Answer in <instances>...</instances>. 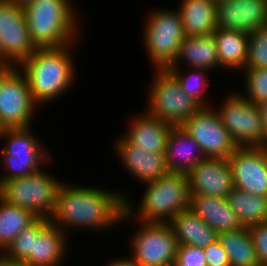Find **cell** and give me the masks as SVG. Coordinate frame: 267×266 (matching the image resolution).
Masks as SVG:
<instances>
[{"mask_svg":"<svg viewBox=\"0 0 267 266\" xmlns=\"http://www.w3.org/2000/svg\"><path fill=\"white\" fill-rule=\"evenodd\" d=\"M216 1L183 0L178 9L185 36L213 35L217 29Z\"/></svg>","mask_w":267,"mask_h":266,"instance_id":"cell-22","label":"cell"},{"mask_svg":"<svg viewBox=\"0 0 267 266\" xmlns=\"http://www.w3.org/2000/svg\"><path fill=\"white\" fill-rule=\"evenodd\" d=\"M72 45L37 48L18 66L25 75L37 104L56 99L74 83L76 71L70 54Z\"/></svg>","mask_w":267,"mask_h":266,"instance_id":"cell-2","label":"cell"},{"mask_svg":"<svg viewBox=\"0 0 267 266\" xmlns=\"http://www.w3.org/2000/svg\"><path fill=\"white\" fill-rule=\"evenodd\" d=\"M244 70L247 91L243 97L256 105L267 101V68H245Z\"/></svg>","mask_w":267,"mask_h":266,"instance_id":"cell-32","label":"cell"},{"mask_svg":"<svg viewBox=\"0 0 267 266\" xmlns=\"http://www.w3.org/2000/svg\"><path fill=\"white\" fill-rule=\"evenodd\" d=\"M178 245L206 248L218 239V233L208 226L191 209L181 211L169 222Z\"/></svg>","mask_w":267,"mask_h":266,"instance_id":"cell-23","label":"cell"},{"mask_svg":"<svg viewBox=\"0 0 267 266\" xmlns=\"http://www.w3.org/2000/svg\"><path fill=\"white\" fill-rule=\"evenodd\" d=\"M216 112L238 147H267L258 105L234 92Z\"/></svg>","mask_w":267,"mask_h":266,"instance_id":"cell-10","label":"cell"},{"mask_svg":"<svg viewBox=\"0 0 267 266\" xmlns=\"http://www.w3.org/2000/svg\"><path fill=\"white\" fill-rule=\"evenodd\" d=\"M210 107H201L181 126L199 144L205 158L228 159L238 146Z\"/></svg>","mask_w":267,"mask_h":266,"instance_id":"cell-13","label":"cell"},{"mask_svg":"<svg viewBox=\"0 0 267 266\" xmlns=\"http://www.w3.org/2000/svg\"><path fill=\"white\" fill-rule=\"evenodd\" d=\"M146 113V114H145ZM135 116L124 138L132 145L150 153H164L172 125L145 112Z\"/></svg>","mask_w":267,"mask_h":266,"instance_id":"cell-19","label":"cell"},{"mask_svg":"<svg viewBox=\"0 0 267 266\" xmlns=\"http://www.w3.org/2000/svg\"><path fill=\"white\" fill-rule=\"evenodd\" d=\"M178 66H169L167 69L176 77L178 82L180 83L181 89L189 96L193 98L201 107H207V103H205V99H203L204 90L207 86L208 77L205 74L208 72L206 69L201 68H191L192 74L189 76H184L180 74V69ZM206 76V77H204Z\"/></svg>","mask_w":267,"mask_h":266,"instance_id":"cell-30","label":"cell"},{"mask_svg":"<svg viewBox=\"0 0 267 266\" xmlns=\"http://www.w3.org/2000/svg\"><path fill=\"white\" fill-rule=\"evenodd\" d=\"M65 231L49 222L38 235H32L29 266H59L67 247ZM64 254V255H63Z\"/></svg>","mask_w":267,"mask_h":266,"instance_id":"cell-21","label":"cell"},{"mask_svg":"<svg viewBox=\"0 0 267 266\" xmlns=\"http://www.w3.org/2000/svg\"><path fill=\"white\" fill-rule=\"evenodd\" d=\"M18 67L0 68V128H26L38 104Z\"/></svg>","mask_w":267,"mask_h":266,"instance_id":"cell-8","label":"cell"},{"mask_svg":"<svg viewBox=\"0 0 267 266\" xmlns=\"http://www.w3.org/2000/svg\"><path fill=\"white\" fill-rule=\"evenodd\" d=\"M140 223L132 236L131 259L141 266H174L178 243L170 224Z\"/></svg>","mask_w":267,"mask_h":266,"instance_id":"cell-12","label":"cell"},{"mask_svg":"<svg viewBox=\"0 0 267 266\" xmlns=\"http://www.w3.org/2000/svg\"><path fill=\"white\" fill-rule=\"evenodd\" d=\"M146 20L143 36L147 54L157 69H167L177 59L185 34L179 11L156 10Z\"/></svg>","mask_w":267,"mask_h":266,"instance_id":"cell-6","label":"cell"},{"mask_svg":"<svg viewBox=\"0 0 267 266\" xmlns=\"http://www.w3.org/2000/svg\"><path fill=\"white\" fill-rule=\"evenodd\" d=\"M260 113H261V120H262V127L264 130V136L267 139V101L258 104Z\"/></svg>","mask_w":267,"mask_h":266,"instance_id":"cell-36","label":"cell"},{"mask_svg":"<svg viewBox=\"0 0 267 266\" xmlns=\"http://www.w3.org/2000/svg\"><path fill=\"white\" fill-rule=\"evenodd\" d=\"M180 60L186 61L189 68L214 69L220 67L216 41L213 35L185 36L179 48L178 56L171 66H177Z\"/></svg>","mask_w":267,"mask_h":266,"instance_id":"cell-25","label":"cell"},{"mask_svg":"<svg viewBox=\"0 0 267 266\" xmlns=\"http://www.w3.org/2000/svg\"><path fill=\"white\" fill-rule=\"evenodd\" d=\"M29 130L30 127L1 129L0 139H7L2 152L8 173L0 178V184L38 172L41 165L47 163L46 151H43L46 148Z\"/></svg>","mask_w":267,"mask_h":266,"instance_id":"cell-11","label":"cell"},{"mask_svg":"<svg viewBox=\"0 0 267 266\" xmlns=\"http://www.w3.org/2000/svg\"><path fill=\"white\" fill-rule=\"evenodd\" d=\"M216 15L217 28L249 34L267 25V0H220Z\"/></svg>","mask_w":267,"mask_h":266,"instance_id":"cell-16","label":"cell"},{"mask_svg":"<svg viewBox=\"0 0 267 266\" xmlns=\"http://www.w3.org/2000/svg\"><path fill=\"white\" fill-rule=\"evenodd\" d=\"M218 240L228 255L230 266H260L248 227L221 232Z\"/></svg>","mask_w":267,"mask_h":266,"instance_id":"cell-26","label":"cell"},{"mask_svg":"<svg viewBox=\"0 0 267 266\" xmlns=\"http://www.w3.org/2000/svg\"><path fill=\"white\" fill-rule=\"evenodd\" d=\"M213 36L220 67L245 69L249 34L239 30L217 28Z\"/></svg>","mask_w":267,"mask_h":266,"instance_id":"cell-24","label":"cell"},{"mask_svg":"<svg viewBox=\"0 0 267 266\" xmlns=\"http://www.w3.org/2000/svg\"><path fill=\"white\" fill-rule=\"evenodd\" d=\"M164 156L170 172L183 174H188L205 158L199 144L182 126L172 127L167 138Z\"/></svg>","mask_w":267,"mask_h":266,"instance_id":"cell-18","label":"cell"},{"mask_svg":"<svg viewBox=\"0 0 267 266\" xmlns=\"http://www.w3.org/2000/svg\"><path fill=\"white\" fill-rule=\"evenodd\" d=\"M260 266H267V222L249 227Z\"/></svg>","mask_w":267,"mask_h":266,"instance_id":"cell-34","label":"cell"},{"mask_svg":"<svg viewBox=\"0 0 267 266\" xmlns=\"http://www.w3.org/2000/svg\"><path fill=\"white\" fill-rule=\"evenodd\" d=\"M218 234L242 228L227 198L191 195L190 208Z\"/></svg>","mask_w":267,"mask_h":266,"instance_id":"cell-20","label":"cell"},{"mask_svg":"<svg viewBox=\"0 0 267 266\" xmlns=\"http://www.w3.org/2000/svg\"><path fill=\"white\" fill-rule=\"evenodd\" d=\"M227 200L243 227L267 222V196L254 195L234 187Z\"/></svg>","mask_w":267,"mask_h":266,"instance_id":"cell-27","label":"cell"},{"mask_svg":"<svg viewBox=\"0 0 267 266\" xmlns=\"http://www.w3.org/2000/svg\"><path fill=\"white\" fill-rule=\"evenodd\" d=\"M49 222V218H37L27 228H24L1 254L4 253L3 256L7 259L27 263L29 261V251H31L32 235H38Z\"/></svg>","mask_w":267,"mask_h":266,"instance_id":"cell-29","label":"cell"},{"mask_svg":"<svg viewBox=\"0 0 267 266\" xmlns=\"http://www.w3.org/2000/svg\"><path fill=\"white\" fill-rule=\"evenodd\" d=\"M11 1L17 3L20 6H24V5H26L27 3H29L32 0H11Z\"/></svg>","mask_w":267,"mask_h":266,"instance_id":"cell-39","label":"cell"},{"mask_svg":"<svg viewBox=\"0 0 267 266\" xmlns=\"http://www.w3.org/2000/svg\"><path fill=\"white\" fill-rule=\"evenodd\" d=\"M59 182L45 170L0 184V198L6 203L28 209L38 218H50L56 206Z\"/></svg>","mask_w":267,"mask_h":266,"instance_id":"cell-5","label":"cell"},{"mask_svg":"<svg viewBox=\"0 0 267 266\" xmlns=\"http://www.w3.org/2000/svg\"><path fill=\"white\" fill-rule=\"evenodd\" d=\"M36 49L23 6L11 0H0V65L19 66Z\"/></svg>","mask_w":267,"mask_h":266,"instance_id":"cell-9","label":"cell"},{"mask_svg":"<svg viewBox=\"0 0 267 266\" xmlns=\"http://www.w3.org/2000/svg\"><path fill=\"white\" fill-rule=\"evenodd\" d=\"M203 252L207 266H230L228 255L218 239L203 248Z\"/></svg>","mask_w":267,"mask_h":266,"instance_id":"cell-35","label":"cell"},{"mask_svg":"<svg viewBox=\"0 0 267 266\" xmlns=\"http://www.w3.org/2000/svg\"><path fill=\"white\" fill-rule=\"evenodd\" d=\"M117 153L131 175L142 182H149L168 174L164 153H150L130 144L124 137L116 142Z\"/></svg>","mask_w":267,"mask_h":266,"instance_id":"cell-17","label":"cell"},{"mask_svg":"<svg viewBox=\"0 0 267 266\" xmlns=\"http://www.w3.org/2000/svg\"><path fill=\"white\" fill-rule=\"evenodd\" d=\"M37 218L28 209L8 204L0 198V251L4 252L19 233Z\"/></svg>","mask_w":267,"mask_h":266,"instance_id":"cell-28","label":"cell"},{"mask_svg":"<svg viewBox=\"0 0 267 266\" xmlns=\"http://www.w3.org/2000/svg\"><path fill=\"white\" fill-rule=\"evenodd\" d=\"M70 185L64 182L60 185L56 206L49 218L53 225L63 231L72 227L101 230L122 221L124 194Z\"/></svg>","mask_w":267,"mask_h":266,"instance_id":"cell-1","label":"cell"},{"mask_svg":"<svg viewBox=\"0 0 267 266\" xmlns=\"http://www.w3.org/2000/svg\"><path fill=\"white\" fill-rule=\"evenodd\" d=\"M0 264L2 266H29L27 263L23 261H13L10 259H7L5 256L0 254Z\"/></svg>","mask_w":267,"mask_h":266,"instance_id":"cell-38","label":"cell"},{"mask_svg":"<svg viewBox=\"0 0 267 266\" xmlns=\"http://www.w3.org/2000/svg\"><path fill=\"white\" fill-rule=\"evenodd\" d=\"M157 71L149 90V108L145 112L172 126H181L201 106L181 89L180 83L168 69Z\"/></svg>","mask_w":267,"mask_h":266,"instance_id":"cell-7","label":"cell"},{"mask_svg":"<svg viewBox=\"0 0 267 266\" xmlns=\"http://www.w3.org/2000/svg\"><path fill=\"white\" fill-rule=\"evenodd\" d=\"M228 161L235 188L267 196V147H237Z\"/></svg>","mask_w":267,"mask_h":266,"instance_id":"cell-14","label":"cell"},{"mask_svg":"<svg viewBox=\"0 0 267 266\" xmlns=\"http://www.w3.org/2000/svg\"><path fill=\"white\" fill-rule=\"evenodd\" d=\"M191 195L227 198L234 188L228 159L204 158L188 174Z\"/></svg>","mask_w":267,"mask_h":266,"instance_id":"cell-15","label":"cell"},{"mask_svg":"<svg viewBox=\"0 0 267 266\" xmlns=\"http://www.w3.org/2000/svg\"><path fill=\"white\" fill-rule=\"evenodd\" d=\"M174 266H207L203 249L191 245H178Z\"/></svg>","mask_w":267,"mask_h":266,"instance_id":"cell-33","label":"cell"},{"mask_svg":"<svg viewBox=\"0 0 267 266\" xmlns=\"http://www.w3.org/2000/svg\"><path fill=\"white\" fill-rule=\"evenodd\" d=\"M71 0H32L23 6L37 48L74 44L79 23ZM77 34V35H76Z\"/></svg>","mask_w":267,"mask_h":266,"instance_id":"cell-4","label":"cell"},{"mask_svg":"<svg viewBox=\"0 0 267 266\" xmlns=\"http://www.w3.org/2000/svg\"><path fill=\"white\" fill-rule=\"evenodd\" d=\"M146 185L147 189L136 214H133V205L124 198L121 220L135 215L141 222L169 223L181 211L190 208L191 193L187 174L169 172L156 180L146 182Z\"/></svg>","mask_w":267,"mask_h":266,"instance_id":"cell-3","label":"cell"},{"mask_svg":"<svg viewBox=\"0 0 267 266\" xmlns=\"http://www.w3.org/2000/svg\"><path fill=\"white\" fill-rule=\"evenodd\" d=\"M107 266V265H106ZM108 266H141L140 264L136 263L134 260L129 258H121L119 260L108 263Z\"/></svg>","mask_w":267,"mask_h":266,"instance_id":"cell-37","label":"cell"},{"mask_svg":"<svg viewBox=\"0 0 267 266\" xmlns=\"http://www.w3.org/2000/svg\"><path fill=\"white\" fill-rule=\"evenodd\" d=\"M245 68H267V25L249 33Z\"/></svg>","mask_w":267,"mask_h":266,"instance_id":"cell-31","label":"cell"}]
</instances>
